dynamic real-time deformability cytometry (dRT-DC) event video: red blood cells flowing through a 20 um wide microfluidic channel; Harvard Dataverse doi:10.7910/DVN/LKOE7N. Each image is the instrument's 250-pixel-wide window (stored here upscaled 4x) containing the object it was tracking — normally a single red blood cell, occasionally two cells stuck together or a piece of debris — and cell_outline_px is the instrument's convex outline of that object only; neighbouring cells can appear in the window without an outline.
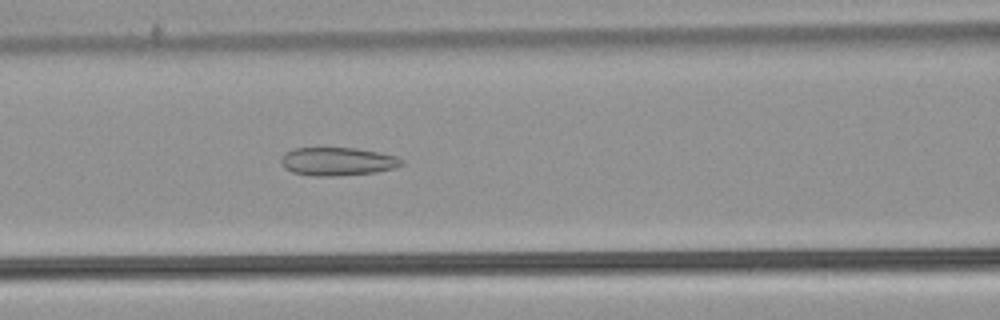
{"species": "common noctule bat (a hibernating species)", "species_latin": "Nyctalus noctula", "temperature_condition": "warm", "stored_images_in_passage": 52, "camera_frame_rate_fps": 3000, "um_per_image_px": 0.085, "animal": {"sex": "male", "body_mass_g": 21.5, "forearm_length_mm": 52.0}, "frame": {"image": 1, "passage_image": 22, "time_ms": 7.0, "image_size_px": [1000, 320], "cell_outline_px": [[404, 164], [396, 168], [376, 172], [340, 176], [312, 176], [292, 172], [284, 168], [280, 160], [284, 152], [292, 148], [356, 148], [396, 156], [404, 160]], "centroid_in_image_um": [28.68, 13.73], "position_along_channel_um": 137.9, "area_um2": 20.06}}
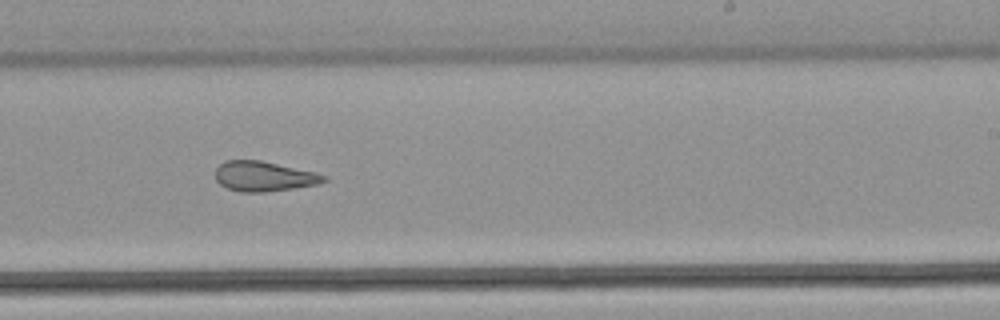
{"frame": {"image": 2, "passage_image": 32, "time_ms": 10.333, "image_size_px": [1000, 320], "cell_outline_px": [[328, 180], [320, 184], [264, 192], [240, 192], [228, 188], [220, 184], [216, 180], [216, 168], [224, 160], [260, 160], [316, 172], [328, 176]], "centroid_in_image_um": [22.46, 14.98], "position_along_channel_um": 266.5, "area_um2": 19.02}}
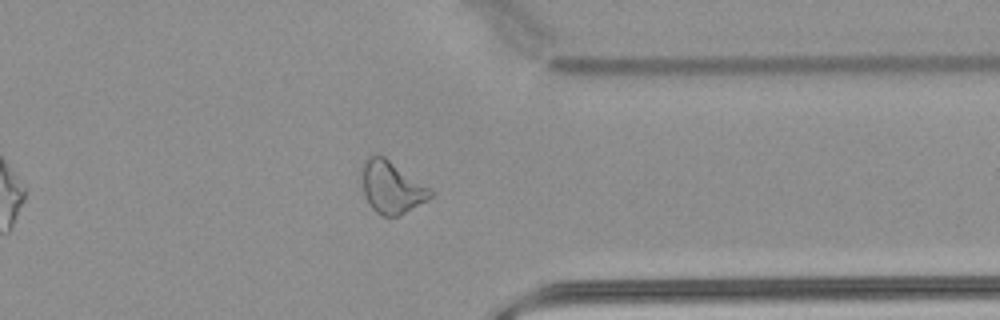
{"frame": {"image": 3, "passage_image": 41, "time_ms": 13.333, "image_size_px": [1000, 320], "cell_outline_px": [[436, 192], [428, 200], [400, 216], [384, 216], [376, 212], [368, 204], [364, 192], [364, 160], [368, 156], [384, 156]], "centroid_in_image_um": [33.34, 15.95], "position_along_channel_um": 378.1, "area_um2": 20.52}, "authors_computed_cell_mechanics": {"area_um2": 22.9755, "velocity_mm_per_s": 3.8729, "shape_relaxation_time_tau1_ms": null, "shape_relaxation_time_tau2_ms": 2.6248, "deformation_change_tau1": null, "deformation_change_tau2": 0.1199}}